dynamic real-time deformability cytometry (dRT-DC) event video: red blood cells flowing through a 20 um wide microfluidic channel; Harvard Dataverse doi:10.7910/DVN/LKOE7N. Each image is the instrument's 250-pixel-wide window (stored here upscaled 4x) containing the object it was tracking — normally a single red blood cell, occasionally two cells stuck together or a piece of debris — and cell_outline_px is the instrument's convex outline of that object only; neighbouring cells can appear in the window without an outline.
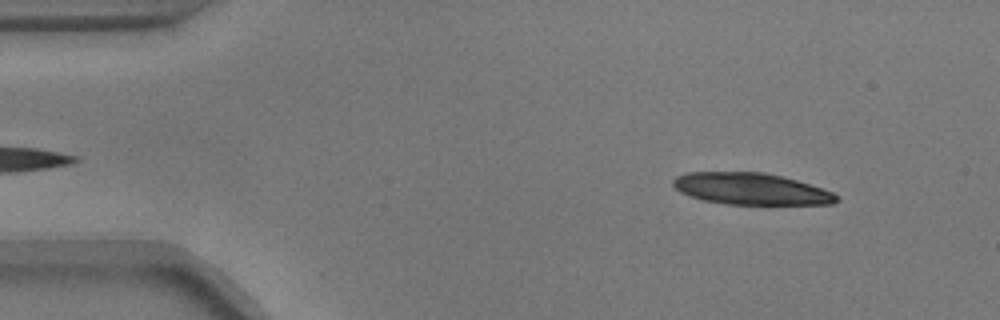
{"species": "common noctule bat (a hibernating species)", "species_latin": "Nyctalus noctula", "temperature_condition": "warm", "stored_images_in_passage": 52, "camera_frame_rate_fps": 3000, "um_per_image_px": 0.085, "animal": {"sex": "male", "body_mass_g": 17.9}, "frame": {"image": 1, "passage_image": 5, "time_ms": 1.333, "image_size_px": [1000, 320], "cell_outline_px": [[840, 200], [832, 204], [728, 204], [704, 200], [680, 192], [672, 184], [672, 180], [676, 176], [688, 172], [764, 172], [796, 180], [832, 192], [840, 196]], "centroid_in_image_um": [63.83, 16.05], "position_along_channel_um": 21.2, "area_um2": 29.88}}
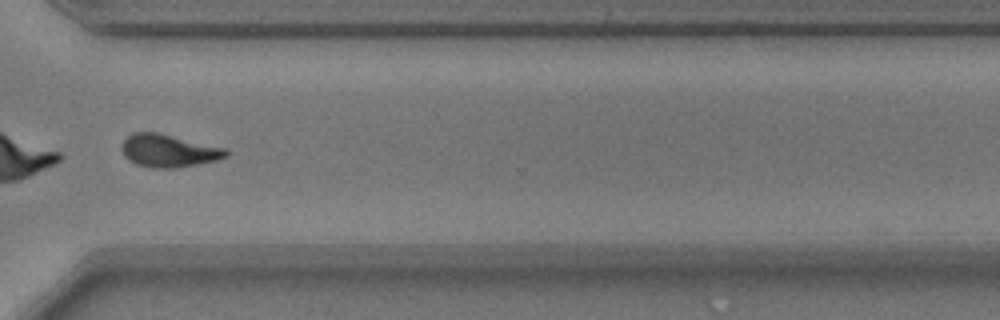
{"frame": {"image": 2, "passage_image": 39, "time_ms": 12.667, "image_size_px": [1000, 320], "cell_outline_px": [[228, 156], [216, 160], [176, 168], [152, 168], [136, 164], [128, 160], [124, 156], [120, 148], [120, 144], [132, 132], [156, 132], [228, 148]], "centroid_in_image_um": [14.31, 12.81], "position_along_channel_um": 356.3, "area_um2": 20.06}, "authors_computed_cell_mechanics": {"area_um2": 20.808, "velocity_mm_per_s": 3.7233, "shape_relaxation_time_tau1_ms": 4.0257, "shape_relaxation_time_tau2_ms": 2.2234, "deformation_change_tau1": 0.1602, "deformation_change_tau2": 0.0803}}